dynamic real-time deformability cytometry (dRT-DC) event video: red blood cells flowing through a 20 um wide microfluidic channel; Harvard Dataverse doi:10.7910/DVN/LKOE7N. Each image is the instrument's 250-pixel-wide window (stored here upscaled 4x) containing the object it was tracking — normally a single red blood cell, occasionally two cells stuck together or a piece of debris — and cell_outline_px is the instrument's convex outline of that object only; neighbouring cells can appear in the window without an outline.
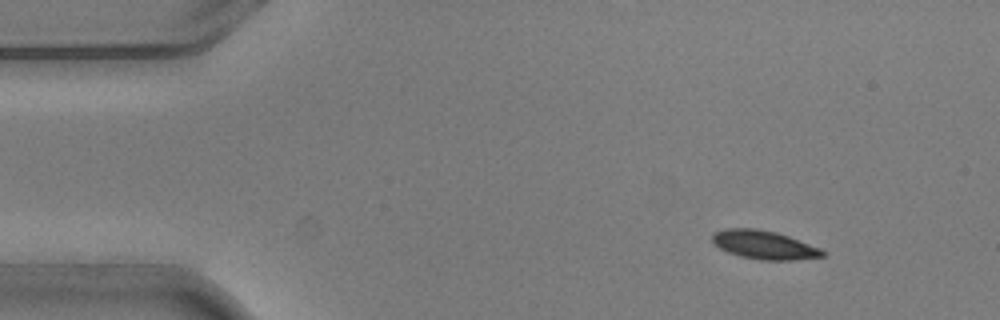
{"species": "common noctule bat (a hibernating species)", "species_latin": "Nyctalus noctula", "temperature_condition": "warm", "stored_images_in_passage": 6, "camera_frame_rate_fps": 3000, "um_per_image_px": 0.085, "animal": {"sex": "male", "body_mass_g": 20.5, "forearm_length_mm": 52.5}, "frame": {"image": 1, "passage_image": 2, "time_ms": 0.333, "image_size_px": [1000, 320], "cell_outline_px": [[828, 252], [824, 256], [792, 260], [760, 260], [740, 256], [728, 252], [720, 248], [712, 240], [712, 232], [724, 228], [756, 228], [776, 232], [788, 236], [820, 248]], "centroid_in_image_um": [64.94, 20.8], "position_along_channel_um": 20.1, "area_um2": 18.38}}
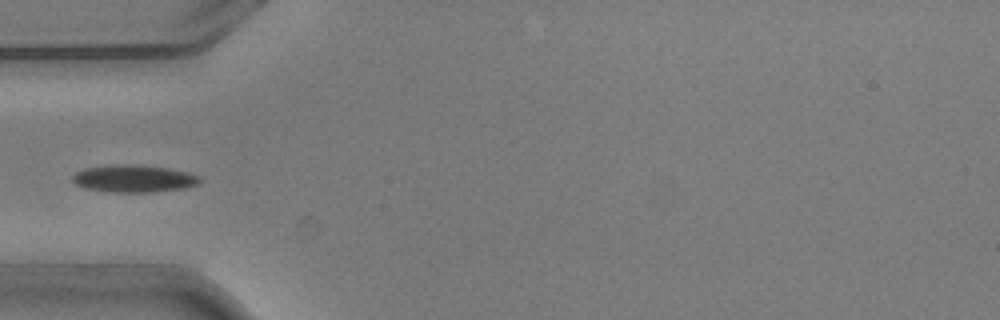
{"frame": {"image": 2, "passage_image": 5, "time_ms": 1.333, "image_size_px": [1000, 320], "cell_outline_px": [[204, 180], [200, 184], [184, 188], [152, 192], [112, 192], [84, 188], [76, 184], [72, 180], [72, 176], [76, 172], [84, 168], [112, 164], [140, 164], [168, 168], [188, 172], [200, 176]], "centroid_in_image_um": [11.41, 15.17], "position_along_channel_um": 73.6, "area_um2": 20.63}}